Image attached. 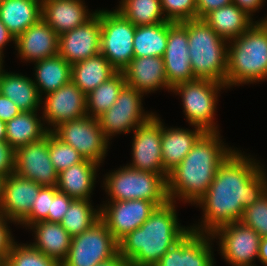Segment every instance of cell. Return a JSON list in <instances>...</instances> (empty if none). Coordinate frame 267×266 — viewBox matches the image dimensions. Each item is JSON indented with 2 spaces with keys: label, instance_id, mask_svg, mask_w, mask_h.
Masks as SVG:
<instances>
[{
  "label": "cell",
  "instance_id": "7a4b0ae2",
  "mask_svg": "<svg viewBox=\"0 0 267 266\" xmlns=\"http://www.w3.org/2000/svg\"><path fill=\"white\" fill-rule=\"evenodd\" d=\"M219 132H205L167 177L170 201L194 204L206 193L218 168L235 150ZM234 148V149H233Z\"/></svg>",
  "mask_w": 267,
  "mask_h": 266
},
{
  "label": "cell",
  "instance_id": "681fc988",
  "mask_svg": "<svg viewBox=\"0 0 267 266\" xmlns=\"http://www.w3.org/2000/svg\"><path fill=\"white\" fill-rule=\"evenodd\" d=\"M96 266H129L126 259L118 252L115 256L108 260L100 262Z\"/></svg>",
  "mask_w": 267,
  "mask_h": 266
},
{
  "label": "cell",
  "instance_id": "cb8c5ba5",
  "mask_svg": "<svg viewBox=\"0 0 267 266\" xmlns=\"http://www.w3.org/2000/svg\"><path fill=\"white\" fill-rule=\"evenodd\" d=\"M164 123L161 129L162 163L164 169L169 173L182 162L205 131L194 125H192V130L180 127H167Z\"/></svg>",
  "mask_w": 267,
  "mask_h": 266
},
{
  "label": "cell",
  "instance_id": "4fadbf2b",
  "mask_svg": "<svg viewBox=\"0 0 267 266\" xmlns=\"http://www.w3.org/2000/svg\"><path fill=\"white\" fill-rule=\"evenodd\" d=\"M158 114L139 125L133 131L132 161L126 164L129 168L138 171L160 174L166 181L168 172L162 163L161 129L163 120Z\"/></svg>",
  "mask_w": 267,
  "mask_h": 266
},
{
  "label": "cell",
  "instance_id": "1f68e13d",
  "mask_svg": "<svg viewBox=\"0 0 267 266\" xmlns=\"http://www.w3.org/2000/svg\"><path fill=\"white\" fill-rule=\"evenodd\" d=\"M33 71V82L41 98L71 80V65L60 55L35 62Z\"/></svg>",
  "mask_w": 267,
  "mask_h": 266
},
{
  "label": "cell",
  "instance_id": "30bf717a",
  "mask_svg": "<svg viewBox=\"0 0 267 266\" xmlns=\"http://www.w3.org/2000/svg\"><path fill=\"white\" fill-rule=\"evenodd\" d=\"M119 252V243L100 219L90 229L73 236L61 266H96Z\"/></svg>",
  "mask_w": 267,
  "mask_h": 266
},
{
  "label": "cell",
  "instance_id": "8fae6325",
  "mask_svg": "<svg viewBox=\"0 0 267 266\" xmlns=\"http://www.w3.org/2000/svg\"><path fill=\"white\" fill-rule=\"evenodd\" d=\"M52 133L62 142L71 145L84 159L101 165L108 154L110 142L105 138L96 118L88 115L62 123Z\"/></svg>",
  "mask_w": 267,
  "mask_h": 266
},
{
  "label": "cell",
  "instance_id": "4dcf8cb0",
  "mask_svg": "<svg viewBox=\"0 0 267 266\" xmlns=\"http://www.w3.org/2000/svg\"><path fill=\"white\" fill-rule=\"evenodd\" d=\"M38 111H21L6 123V141L17 148L41 140L48 133Z\"/></svg>",
  "mask_w": 267,
  "mask_h": 266
},
{
  "label": "cell",
  "instance_id": "7402d4cb",
  "mask_svg": "<svg viewBox=\"0 0 267 266\" xmlns=\"http://www.w3.org/2000/svg\"><path fill=\"white\" fill-rule=\"evenodd\" d=\"M126 85L144 95L158 90L171 92L162 57H134L122 70Z\"/></svg>",
  "mask_w": 267,
  "mask_h": 266
},
{
  "label": "cell",
  "instance_id": "6da1fadb",
  "mask_svg": "<svg viewBox=\"0 0 267 266\" xmlns=\"http://www.w3.org/2000/svg\"><path fill=\"white\" fill-rule=\"evenodd\" d=\"M265 165L236 148L218 168L206 193L194 204L202 219L190 225L197 233L212 234L217 228L240 221L244 209L267 191Z\"/></svg>",
  "mask_w": 267,
  "mask_h": 266
},
{
  "label": "cell",
  "instance_id": "60d3db41",
  "mask_svg": "<svg viewBox=\"0 0 267 266\" xmlns=\"http://www.w3.org/2000/svg\"><path fill=\"white\" fill-rule=\"evenodd\" d=\"M240 221L255 230L261 237L267 236V191L257 202L244 209Z\"/></svg>",
  "mask_w": 267,
  "mask_h": 266
},
{
  "label": "cell",
  "instance_id": "7c38bea8",
  "mask_svg": "<svg viewBox=\"0 0 267 266\" xmlns=\"http://www.w3.org/2000/svg\"><path fill=\"white\" fill-rule=\"evenodd\" d=\"M217 240L222 259L232 266H257L261 236L241 221L217 228L212 234Z\"/></svg>",
  "mask_w": 267,
  "mask_h": 266
},
{
  "label": "cell",
  "instance_id": "5b68a950",
  "mask_svg": "<svg viewBox=\"0 0 267 266\" xmlns=\"http://www.w3.org/2000/svg\"><path fill=\"white\" fill-rule=\"evenodd\" d=\"M187 29L193 75L226 84L228 41L203 19L180 22Z\"/></svg>",
  "mask_w": 267,
  "mask_h": 266
},
{
  "label": "cell",
  "instance_id": "816d5d0a",
  "mask_svg": "<svg viewBox=\"0 0 267 266\" xmlns=\"http://www.w3.org/2000/svg\"><path fill=\"white\" fill-rule=\"evenodd\" d=\"M0 141H6V123L0 120Z\"/></svg>",
  "mask_w": 267,
  "mask_h": 266
},
{
  "label": "cell",
  "instance_id": "ac0fdd59",
  "mask_svg": "<svg viewBox=\"0 0 267 266\" xmlns=\"http://www.w3.org/2000/svg\"><path fill=\"white\" fill-rule=\"evenodd\" d=\"M214 241L211 234L190 230L154 266H215Z\"/></svg>",
  "mask_w": 267,
  "mask_h": 266
},
{
  "label": "cell",
  "instance_id": "ee69618b",
  "mask_svg": "<svg viewBox=\"0 0 267 266\" xmlns=\"http://www.w3.org/2000/svg\"><path fill=\"white\" fill-rule=\"evenodd\" d=\"M10 223L13 222L0 213V257L2 258H7L11 245L15 241L12 230L8 226Z\"/></svg>",
  "mask_w": 267,
  "mask_h": 266
},
{
  "label": "cell",
  "instance_id": "ba28073f",
  "mask_svg": "<svg viewBox=\"0 0 267 266\" xmlns=\"http://www.w3.org/2000/svg\"><path fill=\"white\" fill-rule=\"evenodd\" d=\"M99 17L100 53L117 71H122L134 58L133 38L136 26L115 9H99Z\"/></svg>",
  "mask_w": 267,
  "mask_h": 266
},
{
  "label": "cell",
  "instance_id": "f907efd6",
  "mask_svg": "<svg viewBox=\"0 0 267 266\" xmlns=\"http://www.w3.org/2000/svg\"><path fill=\"white\" fill-rule=\"evenodd\" d=\"M258 261L261 262L263 266H267V236L261 237L258 252Z\"/></svg>",
  "mask_w": 267,
  "mask_h": 266
},
{
  "label": "cell",
  "instance_id": "e0dca14e",
  "mask_svg": "<svg viewBox=\"0 0 267 266\" xmlns=\"http://www.w3.org/2000/svg\"><path fill=\"white\" fill-rule=\"evenodd\" d=\"M101 18L99 10L84 24L59 36L58 55L70 65L100 53Z\"/></svg>",
  "mask_w": 267,
  "mask_h": 266
},
{
  "label": "cell",
  "instance_id": "74e56055",
  "mask_svg": "<svg viewBox=\"0 0 267 266\" xmlns=\"http://www.w3.org/2000/svg\"><path fill=\"white\" fill-rule=\"evenodd\" d=\"M49 154L57 173L85 160L76 149L62 142L52 132H49Z\"/></svg>",
  "mask_w": 267,
  "mask_h": 266
},
{
  "label": "cell",
  "instance_id": "ffe728a7",
  "mask_svg": "<svg viewBox=\"0 0 267 266\" xmlns=\"http://www.w3.org/2000/svg\"><path fill=\"white\" fill-rule=\"evenodd\" d=\"M41 188L30 179L10 174L5 179L0 213L16 226L19 225L30 214L33 201Z\"/></svg>",
  "mask_w": 267,
  "mask_h": 266
},
{
  "label": "cell",
  "instance_id": "7dc6e473",
  "mask_svg": "<svg viewBox=\"0 0 267 266\" xmlns=\"http://www.w3.org/2000/svg\"><path fill=\"white\" fill-rule=\"evenodd\" d=\"M266 0H232V3L245 10L249 15L254 17V13L265 6Z\"/></svg>",
  "mask_w": 267,
  "mask_h": 266
},
{
  "label": "cell",
  "instance_id": "b9f144b4",
  "mask_svg": "<svg viewBox=\"0 0 267 266\" xmlns=\"http://www.w3.org/2000/svg\"><path fill=\"white\" fill-rule=\"evenodd\" d=\"M73 200L72 197L58 191L52 199L51 211L48 213V221L60 223Z\"/></svg>",
  "mask_w": 267,
  "mask_h": 266
},
{
  "label": "cell",
  "instance_id": "d4e9b609",
  "mask_svg": "<svg viewBox=\"0 0 267 266\" xmlns=\"http://www.w3.org/2000/svg\"><path fill=\"white\" fill-rule=\"evenodd\" d=\"M100 165L85 159L58 173L57 189L73 199L90 200Z\"/></svg>",
  "mask_w": 267,
  "mask_h": 266
},
{
  "label": "cell",
  "instance_id": "9c48e42d",
  "mask_svg": "<svg viewBox=\"0 0 267 266\" xmlns=\"http://www.w3.org/2000/svg\"><path fill=\"white\" fill-rule=\"evenodd\" d=\"M143 96L145 95L136 89L125 85L116 102L97 118L105 138L109 142L118 134L133 132L155 114V112L143 109Z\"/></svg>",
  "mask_w": 267,
  "mask_h": 266
},
{
  "label": "cell",
  "instance_id": "f5cc1de1",
  "mask_svg": "<svg viewBox=\"0 0 267 266\" xmlns=\"http://www.w3.org/2000/svg\"><path fill=\"white\" fill-rule=\"evenodd\" d=\"M5 179H6V176L0 174V205H1L2 197H3Z\"/></svg>",
  "mask_w": 267,
  "mask_h": 266
},
{
  "label": "cell",
  "instance_id": "d6a6232c",
  "mask_svg": "<svg viewBox=\"0 0 267 266\" xmlns=\"http://www.w3.org/2000/svg\"><path fill=\"white\" fill-rule=\"evenodd\" d=\"M168 21L136 26L133 38L134 57H163L167 46Z\"/></svg>",
  "mask_w": 267,
  "mask_h": 266
},
{
  "label": "cell",
  "instance_id": "4316f807",
  "mask_svg": "<svg viewBox=\"0 0 267 266\" xmlns=\"http://www.w3.org/2000/svg\"><path fill=\"white\" fill-rule=\"evenodd\" d=\"M42 18V0H0V20L16 38Z\"/></svg>",
  "mask_w": 267,
  "mask_h": 266
},
{
  "label": "cell",
  "instance_id": "f6af8a7d",
  "mask_svg": "<svg viewBox=\"0 0 267 266\" xmlns=\"http://www.w3.org/2000/svg\"><path fill=\"white\" fill-rule=\"evenodd\" d=\"M20 112L21 110L13 101L0 93V120L7 123Z\"/></svg>",
  "mask_w": 267,
  "mask_h": 266
},
{
  "label": "cell",
  "instance_id": "ab89813d",
  "mask_svg": "<svg viewBox=\"0 0 267 266\" xmlns=\"http://www.w3.org/2000/svg\"><path fill=\"white\" fill-rule=\"evenodd\" d=\"M165 19L174 23L197 19L196 0H160Z\"/></svg>",
  "mask_w": 267,
  "mask_h": 266
},
{
  "label": "cell",
  "instance_id": "e575fe53",
  "mask_svg": "<svg viewBox=\"0 0 267 266\" xmlns=\"http://www.w3.org/2000/svg\"><path fill=\"white\" fill-rule=\"evenodd\" d=\"M93 200L74 199L66 211L61 226L71 237L90 229L100 220V206L92 205Z\"/></svg>",
  "mask_w": 267,
  "mask_h": 266
},
{
  "label": "cell",
  "instance_id": "83f0119b",
  "mask_svg": "<svg viewBox=\"0 0 267 266\" xmlns=\"http://www.w3.org/2000/svg\"><path fill=\"white\" fill-rule=\"evenodd\" d=\"M202 19L227 41L241 36L256 22L251 15L234 3L214 9Z\"/></svg>",
  "mask_w": 267,
  "mask_h": 266
},
{
  "label": "cell",
  "instance_id": "5bb4252c",
  "mask_svg": "<svg viewBox=\"0 0 267 266\" xmlns=\"http://www.w3.org/2000/svg\"><path fill=\"white\" fill-rule=\"evenodd\" d=\"M41 108L44 125L48 132H52L64 122L87 116L86 95L70 80L43 96Z\"/></svg>",
  "mask_w": 267,
  "mask_h": 266
},
{
  "label": "cell",
  "instance_id": "f1b7e54d",
  "mask_svg": "<svg viewBox=\"0 0 267 266\" xmlns=\"http://www.w3.org/2000/svg\"><path fill=\"white\" fill-rule=\"evenodd\" d=\"M31 78L6 70L0 75V93L13 101L21 111H41V97Z\"/></svg>",
  "mask_w": 267,
  "mask_h": 266
},
{
  "label": "cell",
  "instance_id": "c3c4849f",
  "mask_svg": "<svg viewBox=\"0 0 267 266\" xmlns=\"http://www.w3.org/2000/svg\"><path fill=\"white\" fill-rule=\"evenodd\" d=\"M11 42L15 43V37L0 20V51L4 53V48Z\"/></svg>",
  "mask_w": 267,
  "mask_h": 266
},
{
  "label": "cell",
  "instance_id": "52a82bcc",
  "mask_svg": "<svg viewBox=\"0 0 267 266\" xmlns=\"http://www.w3.org/2000/svg\"><path fill=\"white\" fill-rule=\"evenodd\" d=\"M225 89L226 84L196 78L175 85L171 92L181 97L182 110L189 126H198L205 132H219L215 115L218 97Z\"/></svg>",
  "mask_w": 267,
  "mask_h": 266
},
{
  "label": "cell",
  "instance_id": "3957f363",
  "mask_svg": "<svg viewBox=\"0 0 267 266\" xmlns=\"http://www.w3.org/2000/svg\"><path fill=\"white\" fill-rule=\"evenodd\" d=\"M177 203L168 200L164 205L157 206L139 228L118 242L119 253L129 266H154L191 230L190 226L181 225Z\"/></svg>",
  "mask_w": 267,
  "mask_h": 266
},
{
  "label": "cell",
  "instance_id": "db71d44e",
  "mask_svg": "<svg viewBox=\"0 0 267 266\" xmlns=\"http://www.w3.org/2000/svg\"><path fill=\"white\" fill-rule=\"evenodd\" d=\"M4 53H2L1 51H0V75L2 74V72L4 71V69L3 68H5V66L3 65V63H4Z\"/></svg>",
  "mask_w": 267,
  "mask_h": 266
},
{
  "label": "cell",
  "instance_id": "603a6c76",
  "mask_svg": "<svg viewBox=\"0 0 267 266\" xmlns=\"http://www.w3.org/2000/svg\"><path fill=\"white\" fill-rule=\"evenodd\" d=\"M95 12L84 0H42V19L59 36L84 24Z\"/></svg>",
  "mask_w": 267,
  "mask_h": 266
},
{
  "label": "cell",
  "instance_id": "277c9868",
  "mask_svg": "<svg viewBox=\"0 0 267 266\" xmlns=\"http://www.w3.org/2000/svg\"><path fill=\"white\" fill-rule=\"evenodd\" d=\"M267 80V28L256 21L241 36L228 41L226 87Z\"/></svg>",
  "mask_w": 267,
  "mask_h": 266
},
{
  "label": "cell",
  "instance_id": "7bdbcfd3",
  "mask_svg": "<svg viewBox=\"0 0 267 266\" xmlns=\"http://www.w3.org/2000/svg\"><path fill=\"white\" fill-rule=\"evenodd\" d=\"M15 150L7 141H0V174L9 176L14 172Z\"/></svg>",
  "mask_w": 267,
  "mask_h": 266
},
{
  "label": "cell",
  "instance_id": "f546056e",
  "mask_svg": "<svg viewBox=\"0 0 267 266\" xmlns=\"http://www.w3.org/2000/svg\"><path fill=\"white\" fill-rule=\"evenodd\" d=\"M116 72L110 62L98 53L71 65V81L87 95Z\"/></svg>",
  "mask_w": 267,
  "mask_h": 266
},
{
  "label": "cell",
  "instance_id": "8d00e7d4",
  "mask_svg": "<svg viewBox=\"0 0 267 266\" xmlns=\"http://www.w3.org/2000/svg\"><path fill=\"white\" fill-rule=\"evenodd\" d=\"M14 241L7 254L6 266H61V264L33 248L28 243Z\"/></svg>",
  "mask_w": 267,
  "mask_h": 266
},
{
  "label": "cell",
  "instance_id": "d6986e66",
  "mask_svg": "<svg viewBox=\"0 0 267 266\" xmlns=\"http://www.w3.org/2000/svg\"><path fill=\"white\" fill-rule=\"evenodd\" d=\"M187 29L180 23L168 21L167 46L163 55L168 85L196 79L193 75L188 47Z\"/></svg>",
  "mask_w": 267,
  "mask_h": 266
},
{
  "label": "cell",
  "instance_id": "484cf974",
  "mask_svg": "<svg viewBox=\"0 0 267 266\" xmlns=\"http://www.w3.org/2000/svg\"><path fill=\"white\" fill-rule=\"evenodd\" d=\"M27 229L32 230L34 234V242L29 243L33 248L60 264L66 259L72 237L60 223L41 221L30 225Z\"/></svg>",
  "mask_w": 267,
  "mask_h": 266
},
{
  "label": "cell",
  "instance_id": "2e32d148",
  "mask_svg": "<svg viewBox=\"0 0 267 266\" xmlns=\"http://www.w3.org/2000/svg\"><path fill=\"white\" fill-rule=\"evenodd\" d=\"M147 200L105 201L100 205V219L119 242L128 233L139 228L156 209Z\"/></svg>",
  "mask_w": 267,
  "mask_h": 266
},
{
  "label": "cell",
  "instance_id": "44dd1931",
  "mask_svg": "<svg viewBox=\"0 0 267 266\" xmlns=\"http://www.w3.org/2000/svg\"><path fill=\"white\" fill-rule=\"evenodd\" d=\"M58 44L59 35L41 18L15 38L14 46L21 62L35 63L58 55Z\"/></svg>",
  "mask_w": 267,
  "mask_h": 266
},
{
  "label": "cell",
  "instance_id": "9f6ffc18",
  "mask_svg": "<svg viewBox=\"0 0 267 266\" xmlns=\"http://www.w3.org/2000/svg\"><path fill=\"white\" fill-rule=\"evenodd\" d=\"M0 266H6V258L0 257Z\"/></svg>",
  "mask_w": 267,
  "mask_h": 266
},
{
  "label": "cell",
  "instance_id": "9a60e30c",
  "mask_svg": "<svg viewBox=\"0 0 267 266\" xmlns=\"http://www.w3.org/2000/svg\"><path fill=\"white\" fill-rule=\"evenodd\" d=\"M13 173L42 187L57 186L58 173L49 154V132L41 140L15 150Z\"/></svg>",
  "mask_w": 267,
  "mask_h": 266
},
{
  "label": "cell",
  "instance_id": "836d02e7",
  "mask_svg": "<svg viewBox=\"0 0 267 266\" xmlns=\"http://www.w3.org/2000/svg\"><path fill=\"white\" fill-rule=\"evenodd\" d=\"M126 85L122 71H117L107 81L86 95L87 115L98 118L104 114L117 100L122 88Z\"/></svg>",
  "mask_w": 267,
  "mask_h": 266
},
{
  "label": "cell",
  "instance_id": "f35d334b",
  "mask_svg": "<svg viewBox=\"0 0 267 266\" xmlns=\"http://www.w3.org/2000/svg\"><path fill=\"white\" fill-rule=\"evenodd\" d=\"M58 192L56 186L42 187L31 208L30 214L19 224L21 227H29L32 224L41 221H48V213L51 211L52 199Z\"/></svg>",
  "mask_w": 267,
  "mask_h": 266
},
{
  "label": "cell",
  "instance_id": "d590c367",
  "mask_svg": "<svg viewBox=\"0 0 267 266\" xmlns=\"http://www.w3.org/2000/svg\"><path fill=\"white\" fill-rule=\"evenodd\" d=\"M135 26L166 22L160 0H121L116 9Z\"/></svg>",
  "mask_w": 267,
  "mask_h": 266
},
{
  "label": "cell",
  "instance_id": "8992f818",
  "mask_svg": "<svg viewBox=\"0 0 267 266\" xmlns=\"http://www.w3.org/2000/svg\"><path fill=\"white\" fill-rule=\"evenodd\" d=\"M103 176L101 186L103 185V190L108 195L105 201L139 199L161 206L169 200L167 181L160 174L134 170L125 165Z\"/></svg>",
  "mask_w": 267,
  "mask_h": 266
},
{
  "label": "cell",
  "instance_id": "11a10c76",
  "mask_svg": "<svg viewBox=\"0 0 267 266\" xmlns=\"http://www.w3.org/2000/svg\"><path fill=\"white\" fill-rule=\"evenodd\" d=\"M257 21H261L262 24L267 28V15L264 16L262 19L260 18L259 20Z\"/></svg>",
  "mask_w": 267,
  "mask_h": 266
},
{
  "label": "cell",
  "instance_id": "bcb514c9",
  "mask_svg": "<svg viewBox=\"0 0 267 266\" xmlns=\"http://www.w3.org/2000/svg\"><path fill=\"white\" fill-rule=\"evenodd\" d=\"M231 3L232 0H196L197 19H202L210 11Z\"/></svg>",
  "mask_w": 267,
  "mask_h": 266
}]
</instances>
